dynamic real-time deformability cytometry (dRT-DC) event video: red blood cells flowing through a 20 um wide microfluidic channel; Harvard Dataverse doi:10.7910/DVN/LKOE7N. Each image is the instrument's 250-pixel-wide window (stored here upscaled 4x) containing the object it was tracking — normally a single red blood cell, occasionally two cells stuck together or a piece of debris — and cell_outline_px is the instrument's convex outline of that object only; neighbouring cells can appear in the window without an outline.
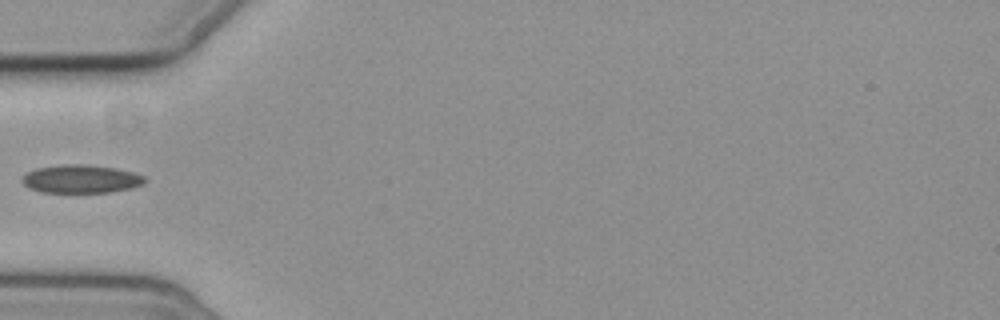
{"species": "common noctule bat (a hibernating species)", "species_latin": "Nyctalus noctula", "temperature_condition": "cold", "stored_images_in_passage": 5, "camera_frame_rate_fps": 3000, "um_per_image_px": 0.085, "animal": {"sex": "female", "body_mass_g": 19.3, "forearm_length_mm": 54.1}, "frame": {"image": 1, "passage_image": 5, "time_ms": 4.667, "image_size_px": [1000, 320], "cell_outline_px": [[148, 180], [144, 184], [132, 188], [112, 192], [40, 192], [28, 188], [20, 180], [28, 172], [36, 168], [64, 164], [88, 164], [116, 168], [132, 172], [144, 176]], "centroid_in_image_um": [6.91, 15.21], "position_along_channel_um": 78.1, "area_um2": 20.35}}